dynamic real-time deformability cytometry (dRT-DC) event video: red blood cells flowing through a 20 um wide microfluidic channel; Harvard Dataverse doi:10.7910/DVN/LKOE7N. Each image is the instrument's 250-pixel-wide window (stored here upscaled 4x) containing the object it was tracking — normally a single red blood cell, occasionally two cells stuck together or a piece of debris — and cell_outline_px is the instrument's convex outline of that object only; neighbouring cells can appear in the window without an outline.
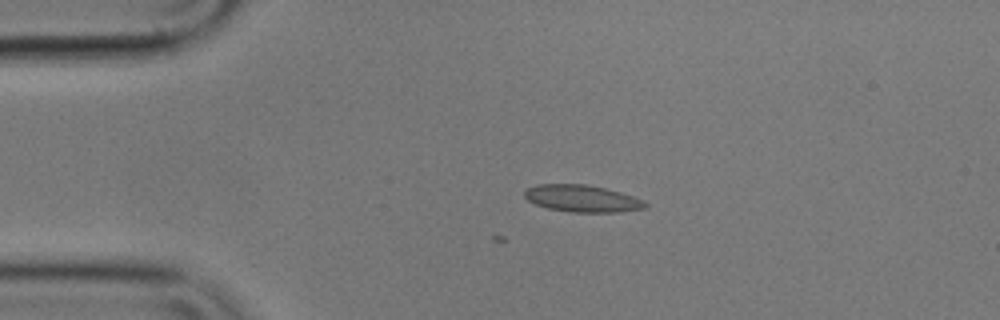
{"species": "common noctule bat (a hibernating species)", "species_latin": "Nyctalus noctula", "temperature_condition": "cold", "stored_images_in_passage": 2, "camera_frame_rate_fps": 3000, "um_per_image_px": 0.085, "animal": {"sex": "male", "body_mass_g": 17.9}, "frame": {"image": 1, "passage_image": 2, "time_ms": 0.333, "image_size_px": [1000, 320], "cell_outline_px": [[648, 204], [644, 208], [616, 212], [572, 212], [548, 208], [536, 204], [528, 200], [524, 196], [524, 192], [528, 188], [536, 184], [588, 184], [620, 192], [644, 200]], "centroid_in_image_um": [49.47, 16.86], "position_along_channel_um": 35.5, "area_um2": 18.84}}